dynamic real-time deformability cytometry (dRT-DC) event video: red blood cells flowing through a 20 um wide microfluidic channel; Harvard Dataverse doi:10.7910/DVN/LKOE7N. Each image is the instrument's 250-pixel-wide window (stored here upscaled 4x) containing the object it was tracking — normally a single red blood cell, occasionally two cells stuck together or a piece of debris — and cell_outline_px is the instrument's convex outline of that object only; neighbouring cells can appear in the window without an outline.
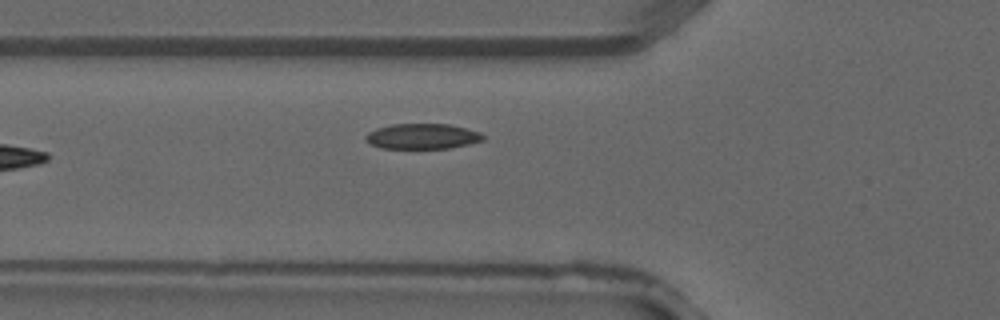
{"species": "common noctule bat (a hibernating species)", "species_latin": "Nyctalus noctula", "temperature_condition": "warm", "stored_images_in_passage": 3, "camera_frame_rate_fps": 3000, "um_per_image_px": 0.085, "animal": {"sex": "male", "forearm_length_mm": 52.5}, "frame": {"image": 1, "passage_image": 3, "time_ms": 0.667, "image_size_px": [1000, 320], "cell_outline_px": [[484, 140], [468, 144], [448, 148], [380, 148], [364, 140], [364, 136], [368, 132], [376, 128], [392, 124], [448, 124], [480, 132], [484, 136]], "centroid_in_image_um": [35.86, 11.58], "position_along_channel_um": 89.9, "area_um2": 17.28}}